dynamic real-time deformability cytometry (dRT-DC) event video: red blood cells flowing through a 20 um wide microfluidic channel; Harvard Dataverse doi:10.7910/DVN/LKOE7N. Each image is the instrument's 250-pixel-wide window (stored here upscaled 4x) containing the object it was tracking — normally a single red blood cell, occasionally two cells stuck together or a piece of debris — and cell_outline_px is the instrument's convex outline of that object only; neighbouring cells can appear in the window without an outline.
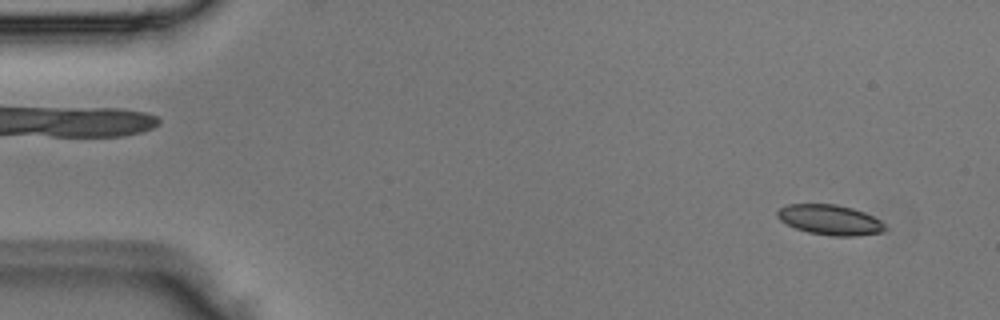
{"species": "Egyptian fruit bat (a non-hibernating species)", "species_latin": "Rousettus aegyptiacus", "temperature_condition": "room temperature", "stored_images_in_passage": 4, "segment_of_instrument_passage": [2, 2], "camera_frame_rate_fps": 3000, "um_per_image_px": 0.085, "animal": {"sex": "male"}, "frame": {"image": 1, "passage_image": 4, "time_ms": 1.0, "image_size_px": [1000, 320], "cell_outline_px": [[888, 228], [884, 232], [856, 236], [832, 236], [808, 232], [796, 228], [780, 220], [776, 216], [776, 212], [780, 208], [788, 204], [836, 204], [852, 208], [864, 212], [880, 220]], "centroid_in_image_um": [70.57, 18.69], "position_along_channel_um": 14.4, "area_um2": 18.96}}